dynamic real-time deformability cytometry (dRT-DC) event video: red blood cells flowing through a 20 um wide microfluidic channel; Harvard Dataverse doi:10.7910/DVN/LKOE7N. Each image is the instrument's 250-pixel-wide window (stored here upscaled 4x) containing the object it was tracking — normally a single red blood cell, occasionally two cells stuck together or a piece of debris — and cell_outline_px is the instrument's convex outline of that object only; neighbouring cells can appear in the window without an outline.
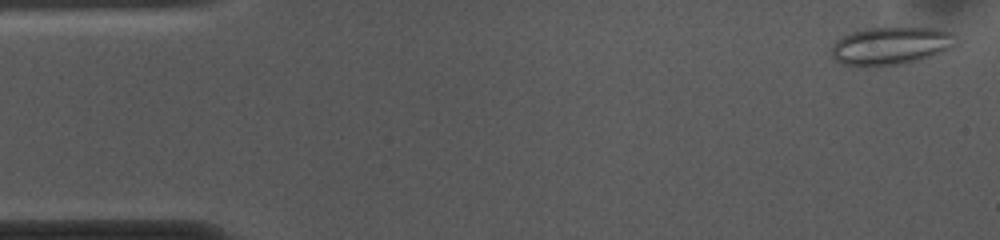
{"species": "common noctule bat (a hibernating species)", "species_latin": "Nyctalus noctula", "temperature_condition": "cold", "stored_images_in_passage": 52, "camera_frame_rate_fps": 3000, "um_per_image_px": 0.085, "animal": {"sex": "female", "body_mass_g": 10.0, "forearm_length_mm": 53.1}, "frame": {"image": 1, "passage_image": 1, "time_ms": 0.0, "image_size_px": [1000, 240], "cell_outline_px": [[956, 44], [952, 48], [944, 52], [920, 60], [904, 64], [840, 64], [832, 56], [832, 44], [840, 36], [852, 32], [868, 28], [936, 28], [952, 32]], "centroid_in_image_um": [75.75, 3.87], "position_along_channel_um": 9.3, "area_um2": 27.11}}
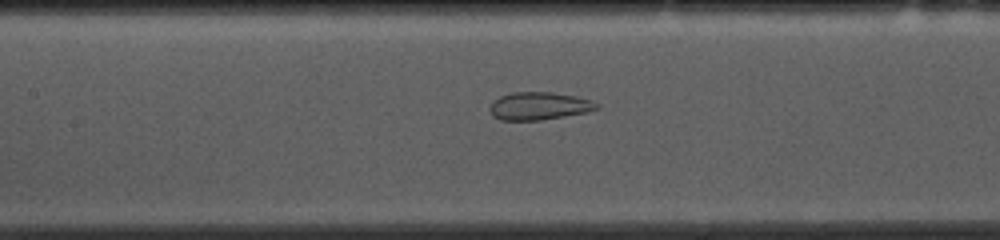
{"frame": {"image": 2, "passage_image": 22, "time_ms": 7.0, "image_size_px": [1000, 240], "cell_outline_px": [[600, 108], [588, 112], [540, 120], [500, 120], [492, 116], [488, 108], [500, 96], [512, 92], [552, 92], [576, 96], [592, 100], [600, 104]], "centroid_in_image_um": [45.85, 9.01], "position_along_channel_um": 161.6, "area_um2": 17.4}}
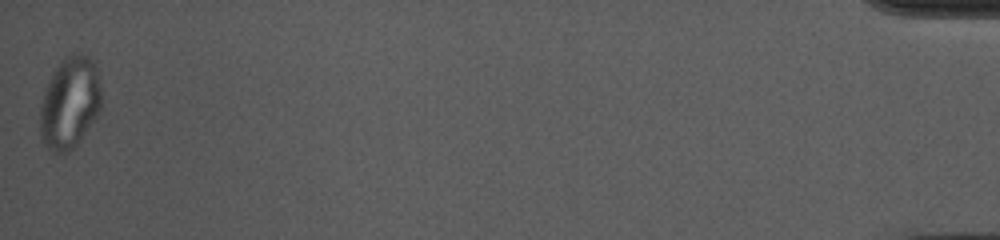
{"frame": {"image": 3, "passage_image": 52, "time_ms": 17.0, "image_size_px": [1000, 240], "cell_outline_px": [[100, 108], [96, 116], [76, 144], [68, 152], [52, 152], [44, 144], [40, 136], [40, 108], [44, 92], [48, 80], [52, 72], [68, 56], [76, 52], [88, 56], [92, 60], [96, 68], [100, 88]], "centroid_in_image_um": [5.9, 8.74], "position_along_channel_um": 429.3, "area_um2": 32.19}}